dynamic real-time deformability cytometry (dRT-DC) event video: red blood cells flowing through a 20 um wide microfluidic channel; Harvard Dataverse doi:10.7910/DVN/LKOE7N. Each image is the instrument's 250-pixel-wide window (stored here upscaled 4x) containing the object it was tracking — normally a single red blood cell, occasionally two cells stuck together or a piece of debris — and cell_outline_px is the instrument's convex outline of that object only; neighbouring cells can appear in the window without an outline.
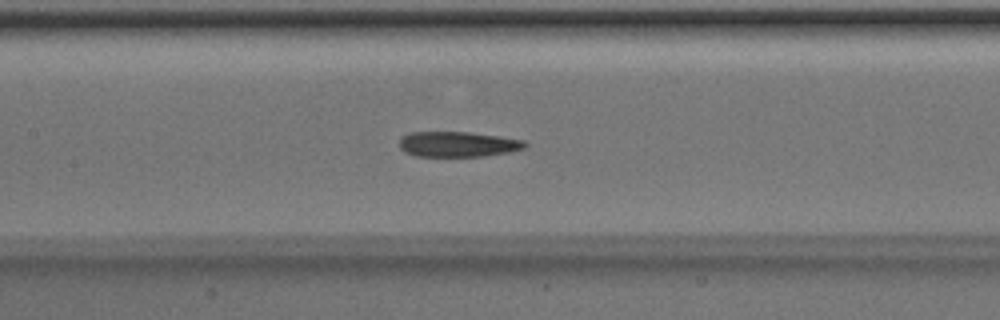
{"species": "Egyptian fruit bat (a non-hibernating species)", "species_latin": "Rousettus aegyptiacus", "temperature_condition": "room temperature", "stored_images_in_passage": 51, "camera_frame_rate_fps": 3000, "um_per_image_px": 0.085, "animal": {"sex": "male"}, "frame": {"image": 1, "passage_image": 24, "time_ms": 7.667, "image_size_px": [1000, 320], "cell_outline_px": [[528, 144], [524, 148], [508, 152], [484, 156], [416, 156], [404, 152], [400, 148], [400, 136], [408, 132], [468, 132], [500, 136], [524, 140]], "centroid_in_image_um": [38.89, 12.25], "position_along_channel_um": 168.5, "area_um2": 18.61}}
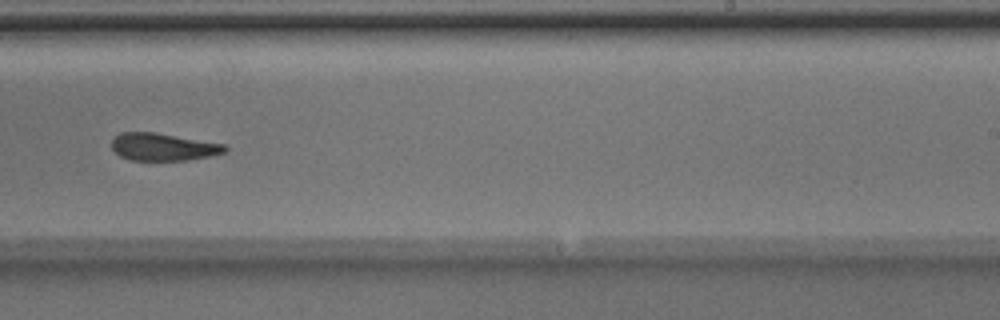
{"frame": {"image": 2, "passage_image": 32, "time_ms": 10.333, "image_size_px": [1000, 320], "cell_outline_px": [[228, 152], [212, 156], [188, 160], [128, 160], [120, 156], [112, 148], [112, 140], [120, 132], [156, 132], [224, 144], [228, 148]], "centroid_in_image_um": [13.9, 12.49], "position_along_channel_um": 275.1, "area_um2": 18.26}}
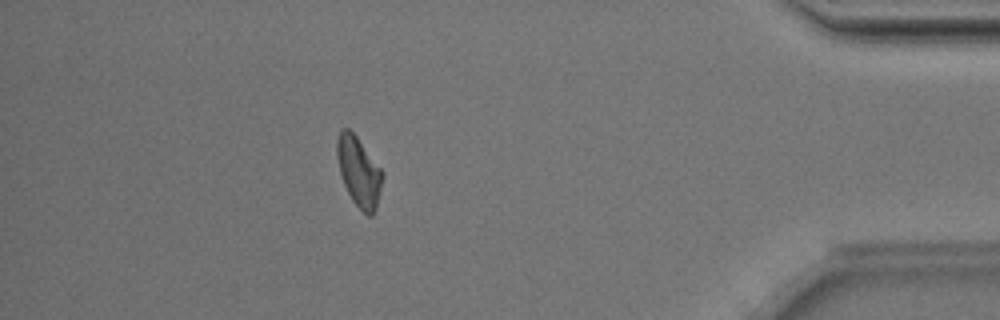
{"frame": {"image": 3, "passage_image": 45, "time_ms": 14.667, "image_size_px": [1000, 320], "cell_outline_px": [[384, 176], [376, 208], [372, 216], [368, 216], [352, 200], [344, 184], [340, 172], [336, 156], [336, 140], [340, 128], [348, 128], [356, 136], [384, 172]], "centroid_in_image_um": [30.5, 14.57], "position_along_channel_um": 404.7, "area_um2": 18.44}, "authors_computed_cell_mechanics": {"area_um2": 19.363, "velocity_mm_per_s": 4.024, "shape_relaxation_time_tau1_ms": null, "shape_relaxation_time_tau2_ms": 4.1911, "deformation_change_tau1": null, "deformation_change_tau2": 0.1296}}